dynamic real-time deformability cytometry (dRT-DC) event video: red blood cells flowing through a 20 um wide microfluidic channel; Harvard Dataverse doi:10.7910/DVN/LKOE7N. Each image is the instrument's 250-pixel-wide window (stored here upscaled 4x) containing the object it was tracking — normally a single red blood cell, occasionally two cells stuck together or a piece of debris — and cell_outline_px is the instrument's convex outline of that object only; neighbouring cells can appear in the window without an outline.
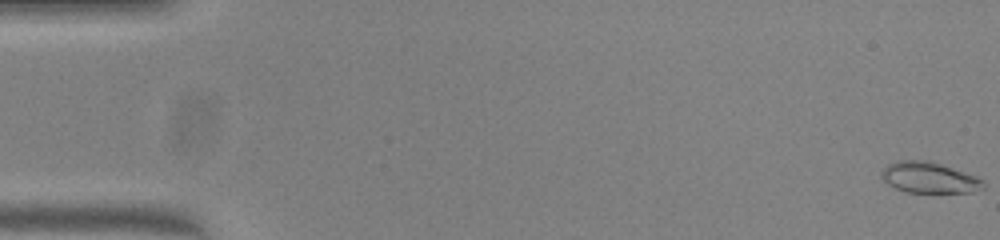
{"species": "common noctule bat (a hibernating species)", "species_latin": "Nyctalus noctula", "temperature_condition": "warm", "stored_images_in_passage": 52, "camera_frame_rate_fps": 3000, "um_per_image_px": 0.085, "animal": {"sex": "female", "body_mass_g": 23.0, "forearm_length_mm": 53.4}, "frame": {"image": 1, "passage_image": 1, "time_ms": 0.0, "image_size_px": [1000, 240], "cell_outline_px": [[984, 188], [972, 192], [908, 192], [896, 188], [888, 184], [880, 176], [880, 172], [888, 164], [896, 160], [928, 160], [976, 176], [984, 180]], "centroid_in_image_um": [78.96, 15.09], "position_along_channel_um": 6.0, "area_um2": 18.26}}
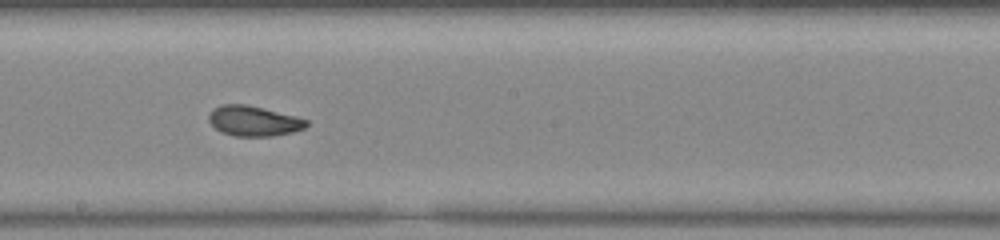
{"frame": {"image": 2, "passage_image": 29, "time_ms": 9.333, "image_size_px": [1000, 240], "cell_outline_px": [[308, 124], [304, 128], [292, 132], [272, 136], [236, 136], [220, 132], [208, 120], [208, 116], [212, 108], [220, 104], [248, 104], [296, 116], [308, 120]], "centroid_in_image_um": [21.54, 10.27], "position_along_channel_um": 226.7, "area_um2": 17.28}}
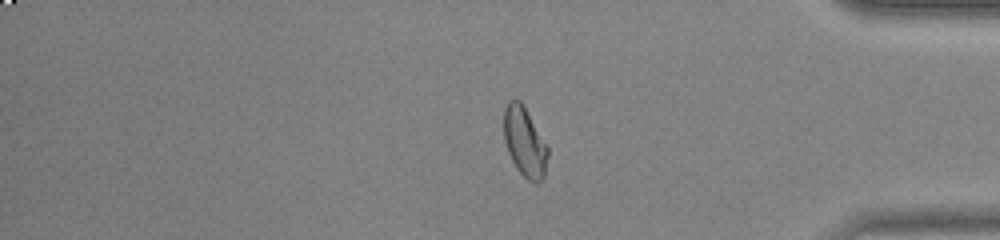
{"frame": {"image": 3, "passage_image": 43, "time_ms": 14.0, "image_size_px": [1000, 240], "cell_outline_px": [[548, 156], [544, 176], [536, 184], [528, 180], [516, 168], [508, 152], [504, 140], [504, 108], [508, 100], [520, 100], [548, 148]], "centroid_in_image_um": [44.58, 12.08], "position_along_channel_um": 390.6, "area_um2": 17.51}, "authors_computed_cell_mechanics": {"area_um2": 17.7446, "velocity_mm_per_s": 4.0345, "shape_relaxation_time_tau1_ms": 7.0597, "shape_relaxation_time_tau2_ms": 2.1343, "deformation_change_tau1": 0.2165, "deformation_change_tau2": 0.0579}}